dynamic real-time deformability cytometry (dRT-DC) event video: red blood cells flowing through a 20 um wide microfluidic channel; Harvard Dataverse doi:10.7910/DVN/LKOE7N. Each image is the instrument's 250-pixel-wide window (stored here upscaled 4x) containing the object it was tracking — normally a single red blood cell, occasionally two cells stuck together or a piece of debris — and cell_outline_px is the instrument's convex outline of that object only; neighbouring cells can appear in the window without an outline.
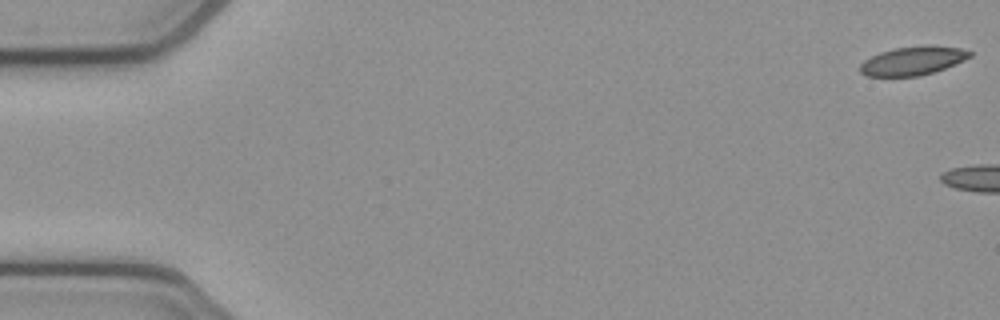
{"species": "common noctule bat (a hibernating species)", "species_latin": "Nyctalus noctula", "temperature_condition": "cold", "stored_images_in_passage": 5, "camera_frame_rate_fps": 3000, "um_per_image_px": 0.085, "animal": {"sex": "female", "body_mass_g": 21.9}, "frame": {"image": 1, "passage_image": 1, "time_ms": 0.0, "image_size_px": [1000, 320], "cell_outline_px": [[972, 56], [964, 60], [944, 68], [920, 76], [868, 76], [860, 72], [860, 64], [864, 60], [880, 52], [896, 48], [928, 44], [960, 48], [972, 52]], "centroid_in_image_um": [77.6, 5.15], "position_along_channel_um": 7.4, "area_um2": 18.26}}